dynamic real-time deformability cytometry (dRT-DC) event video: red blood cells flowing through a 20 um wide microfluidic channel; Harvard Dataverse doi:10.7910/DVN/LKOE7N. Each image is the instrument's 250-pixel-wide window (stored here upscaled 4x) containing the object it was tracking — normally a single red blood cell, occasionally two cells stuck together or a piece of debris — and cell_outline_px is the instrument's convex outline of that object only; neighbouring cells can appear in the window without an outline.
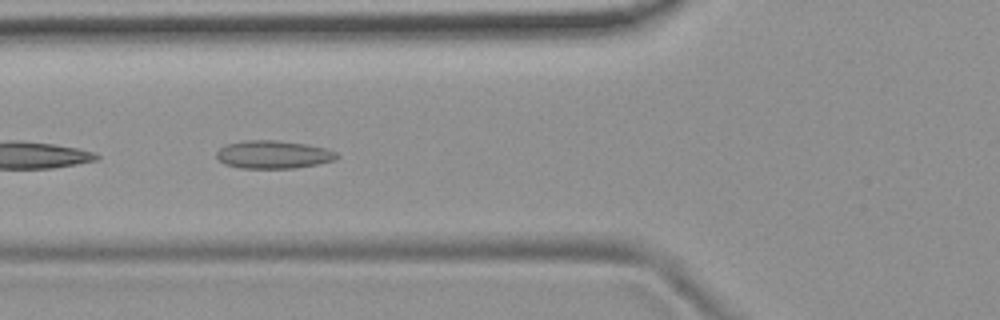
{"species": "common noctule bat (a hibernating species)", "species_latin": "Nyctalus noctula", "temperature_condition": "room temperature", "stored_images_in_passage": 27, "camera_frame_rate_fps": 3000, "um_per_image_px": 0.085, "animal": {"sex": "female", "body_mass_g": 19.9}, "frame": {"image": 1, "passage_image": 20, "time_ms": 6.333, "image_size_px": [1000, 320], "cell_outline_px": [[340, 156], [336, 160], [296, 168], [240, 168], [224, 164], [216, 156], [216, 152], [220, 148], [228, 144], [244, 140], [276, 140], [304, 144], [324, 148], [336, 152]], "centroid_in_image_um": [23.23, 13.14], "position_along_channel_um": 102.6, "area_um2": 19.54}}